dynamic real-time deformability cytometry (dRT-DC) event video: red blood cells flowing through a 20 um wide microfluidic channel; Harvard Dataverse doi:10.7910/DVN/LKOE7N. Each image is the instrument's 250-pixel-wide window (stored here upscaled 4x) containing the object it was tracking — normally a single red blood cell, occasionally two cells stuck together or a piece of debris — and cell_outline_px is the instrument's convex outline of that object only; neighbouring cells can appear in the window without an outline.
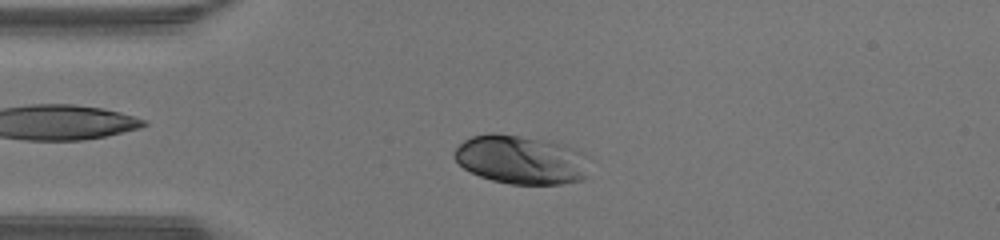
{"species": "human", "species_latin": "Homo sapiens", "temperature_condition": "warm", "stored_images_in_passage": 44, "camera_frame_rate_fps": 3000, "um_per_image_px": 0.085, "donor": {"sex": "male"}, "frame": {"image": 1, "passage_image": 8, "time_ms": 2.333, "image_size_px": [1000, 240], "cell_outline_px": [[588, 176], [584, 180], [564, 184], [512, 184], [492, 180], [480, 176], [464, 168], [456, 160], [456, 148], [464, 140], [472, 136], [492, 132], [520, 136], [564, 144], [576, 148], [588, 156]], "centroid_in_image_um": [44.36, 13.58], "position_along_channel_um": 40.6, "area_um2": 38.55}}
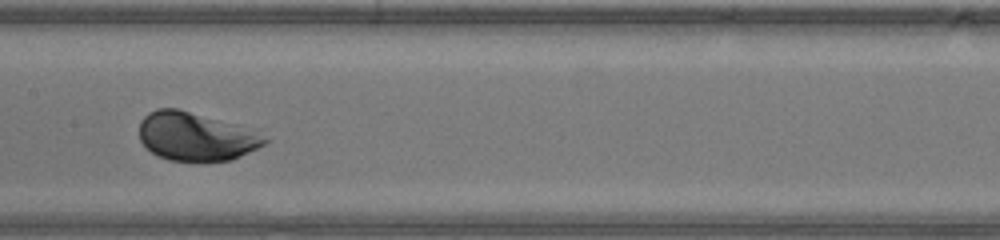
{"frame": {"image": 2, "passage_image": 20, "time_ms": 6.333, "image_size_px": [1000, 240], "cell_outline_px": [[268, 140], [264, 144], [232, 160], [200, 164], [168, 160], [156, 156], [140, 140], [140, 120], [148, 112], [156, 108], [176, 108], [236, 124]], "centroid_in_image_um": [16.57, 11.65], "position_along_channel_um": 190.8, "area_um2": 35.49}}
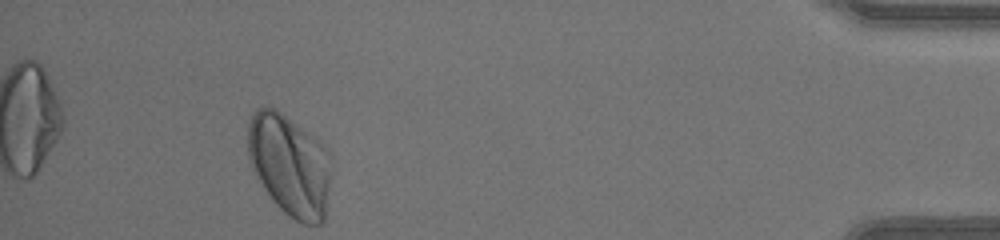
{"frame": {"image": 3, "passage_image": 40, "time_ms": 13.0, "image_size_px": [1000, 240], "cell_outline_px": [[328, 188], [324, 220], [320, 224], [300, 224], [288, 216], [272, 200], [256, 176], [252, 168], [248, 156], [248, 124], [252, 112], [256, 108], [276, 108], [316, 136], [320, 140], [328, 152]], "centroid_in_image_um": [24.59, 14.0], "position_along_channel_um": 410.6, "area_um2": 49.3}, "authors_computed_cell_mechanics": {"area_um2": 38.8127, "velocity_mm_per_s": 4.3107, "shape_relaxation_time_tau1_ms": 1.9061, "shape_relaxation_time_tau2_ms": null, "deformation_change_tau1": 0.1458, "deformation_change_tau2": null}}